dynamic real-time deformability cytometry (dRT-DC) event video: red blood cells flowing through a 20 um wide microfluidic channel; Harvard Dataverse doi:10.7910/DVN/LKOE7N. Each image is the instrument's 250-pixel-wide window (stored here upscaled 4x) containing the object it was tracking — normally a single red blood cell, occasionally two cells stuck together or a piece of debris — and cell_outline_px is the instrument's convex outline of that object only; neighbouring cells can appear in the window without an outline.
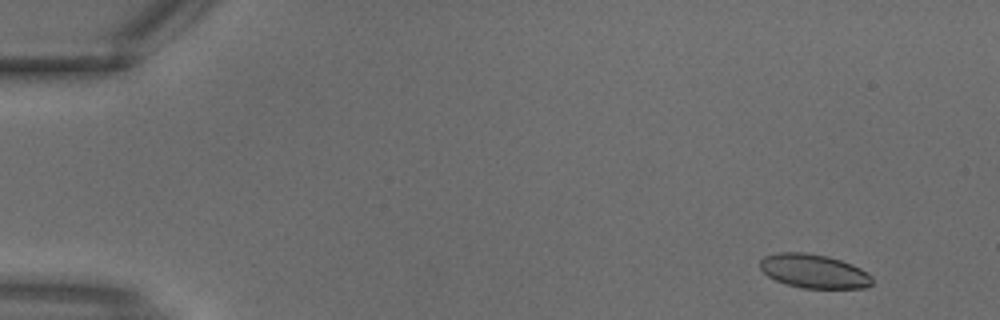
{"species": "common noctule bat (a hibernating species)", "species_latin": "Nyctalus noctula", "temperature_condition": "warm", "stored_images_in_passage": 1, "camera_frame_rate_fps": 3000, "um_per_image_px": 0.085, "animal": {"sex": "male", "body_mass_g": 18.8}, "frame": {"image": 1, "passage_image": 1, "time_ms": 0.0, "image_size_px": [1000, 320], "cell_outline_px": [[872, 284], [864, 288], [804, 288], [788, 284], [776, 280], [768, 276], [760, 268], [760, 260], [764, 256], [776, 252], [804, 252], [828, 256], [852, 264], [860, 268], [872, 276]], "centroid_in_image_um": [69.17, 23.04], "position_along_channel_um": 15.8, "area_um2": 22.14}}